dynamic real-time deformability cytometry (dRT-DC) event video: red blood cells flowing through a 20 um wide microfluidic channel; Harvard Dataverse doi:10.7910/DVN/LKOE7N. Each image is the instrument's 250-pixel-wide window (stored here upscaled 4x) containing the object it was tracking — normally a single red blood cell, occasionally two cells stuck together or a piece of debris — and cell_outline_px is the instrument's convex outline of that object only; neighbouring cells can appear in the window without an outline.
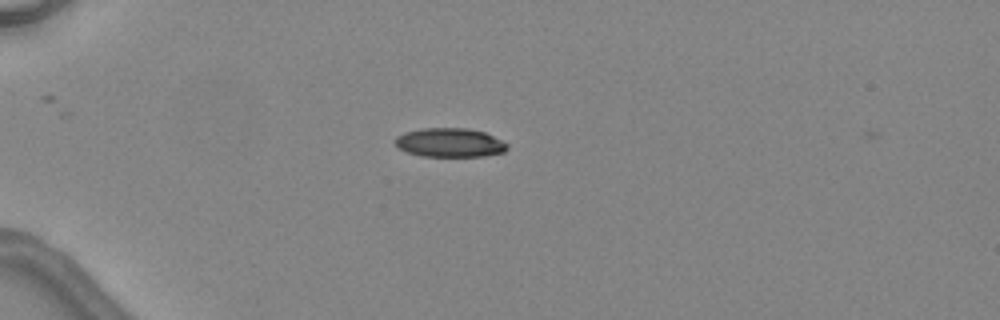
{"species": "common noctule bat (a hibernating species)", "species_latin": "Nyctalus noctula", "temperature_condition": "warm", "stored_images_in_passage": 1, "camera_frame_rate_fps": 3000, "um_per_image_px": 0.085, "animal": {"sex": "female", "body_mass_g": 24.6, "forearm_length_mm": 56.2}, "frame": {"image": 1, "passage_image": 1, "time_ms": 0.0, "image_size_px": [1000, 320], "cell_outline_px": [[508, 148], [504, 152], [484, 156], [420, 156], [408, 152], [400, 148], [392, 140], [396, 136], [404, 132], [420, 128], [468, 128], [484, 132], [508, 144]], "centroid_in_image_um": [38.2, 12.11], "position_along_channel_um": 46.8, "area_um2": 18.96}}